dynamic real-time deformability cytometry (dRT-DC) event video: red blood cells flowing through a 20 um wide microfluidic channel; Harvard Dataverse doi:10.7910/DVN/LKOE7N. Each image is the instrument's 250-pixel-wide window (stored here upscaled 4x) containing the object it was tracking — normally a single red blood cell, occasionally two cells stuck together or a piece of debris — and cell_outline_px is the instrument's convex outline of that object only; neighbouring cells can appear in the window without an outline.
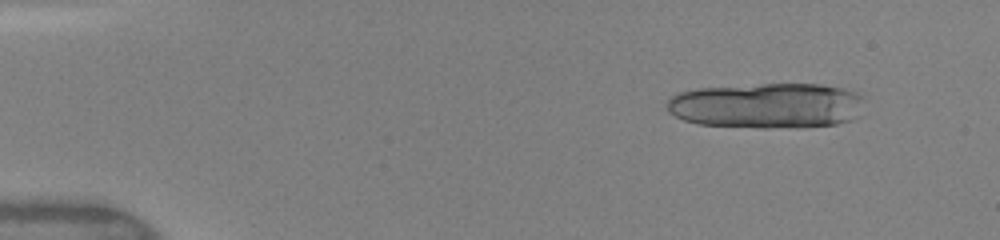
{"species": "human", "species_latin": "Homo sapiens", "temperature_condition": "warm", "stored_images_in_passage": 12, "camera_frame_rate_fps": 3000, "um_per_image_px": 0.085, "donor": {"sex": "female"}, "frame": {"image": 1, "passage_image": 1, "time_ms": 0.0, "image_size_px": [1000, 240], "cell_outline_px": [[864, 96], [856, 116], [852, 120], [836, 124], [768, 128], [760, 128], [696, 124], [684, 120], [668, 112], [668, 100], [672, 96], [680, 92], [700, 88], [760, 84], [820, 84], [840, 88], [856, 92]], "centroid_in_image_um": [65.16, 8.97], "position_along_channel_um": 19.8, "area_um2": 51.96}}